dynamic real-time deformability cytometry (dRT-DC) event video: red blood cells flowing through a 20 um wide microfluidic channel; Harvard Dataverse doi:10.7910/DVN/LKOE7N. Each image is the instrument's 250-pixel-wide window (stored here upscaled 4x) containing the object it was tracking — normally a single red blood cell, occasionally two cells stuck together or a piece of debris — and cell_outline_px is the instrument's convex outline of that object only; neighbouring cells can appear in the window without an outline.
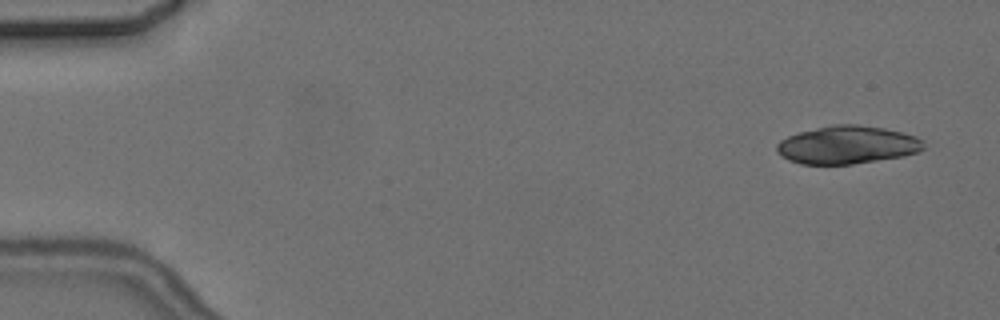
{"species": "common noctule bat (a hibernating species)", "species_latin": "Nyctalus noctula", "temperature_condition": "cold", "stored_images_in_passage": 6, "camera_frame_rate_fps": 3000, "um_per_image_px": 0.085, "animal": {"sex": "female", "body_mass_g": 24.6, "forearm_length_mm": 56.2}, "frame": {"image": 1, "passage_image": 1, "time_ms": 0.0, "image_size_px": [1000, 320], "cell_outline_px": [[924, 148], [920, 152], [904, 156], [852, 164], [800, 164], [788, 160], [776, 152], [776, 144], [780, 140], [788, 136], [800, 132], [832, 124], [856, 124], [884, 128], [916, 136], [924, 140]], "centroid_in_image_um": [72.02, 12.32], "position_along_channel_um": 13.0, "area_um2": 32.66}}